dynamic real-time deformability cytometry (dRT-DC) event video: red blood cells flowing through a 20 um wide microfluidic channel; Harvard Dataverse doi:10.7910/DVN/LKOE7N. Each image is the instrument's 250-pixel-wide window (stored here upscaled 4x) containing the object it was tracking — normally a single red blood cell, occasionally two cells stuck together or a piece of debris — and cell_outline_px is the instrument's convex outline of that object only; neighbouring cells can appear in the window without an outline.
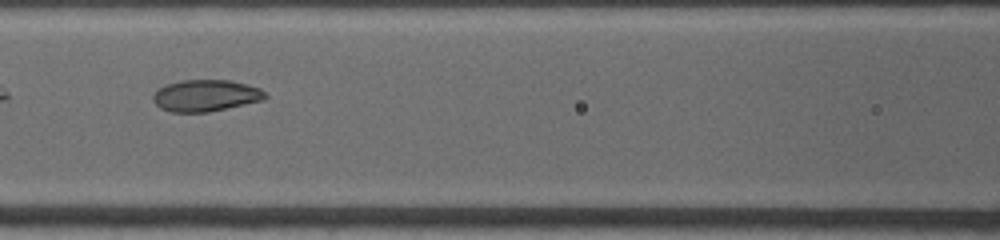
{"species": "common noctule bat (a hibernating species)", "species_latin": "Nyctalus noctula", "temperature_condition": "warm", "stored_images_in_passage": 30, "camera_frame_rate_fps": 4500, "um_per_image_px": 0.085, "animal": {"sex": "female", "body_mass_g": 19.0, "forearm_length_mm": 53.3}, "frame": {"image": 1, "passage_image": 9, "time_ms": 2.667, "image_size_px": [1000, 240], "cell_outline_px": [[268, 96], [264, 100], [208, 112], [172, 112], [160, 108], [152, 100], [152, 96], [156, 88], [164, 84], [180, 80], [228, 80], [248, 84], [260, 88]], "centroid_in_image_um": [17.45, 8.11], "position_along_channel_um": 149.2, "area_um2": 20.92}}
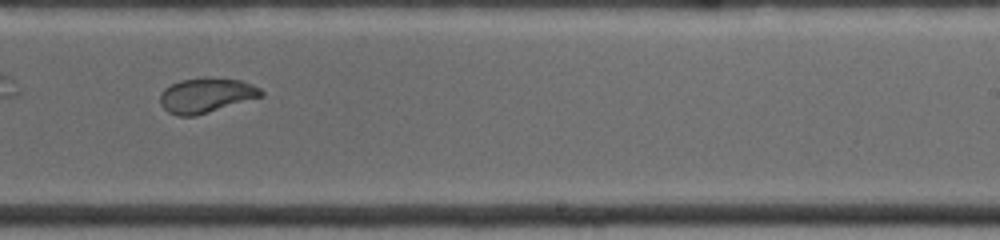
{"frame": {"image": 2, "passage_image": 18, "time_ms": 5.778, "image_size_px": [1000, 240], "cell_outline_px": [[264, 96], [196, 116], [176, 116], [168, 112], [160, 104], [160, 92], [164, 88], [180, 80], [204, 76], [240, 80], [252, 84], [260, 88], [264, 92]], "centroid_in_image_um": [17.52, 8.09], "position_along_channel_um": 271.5, "area_um2": 20.87}}
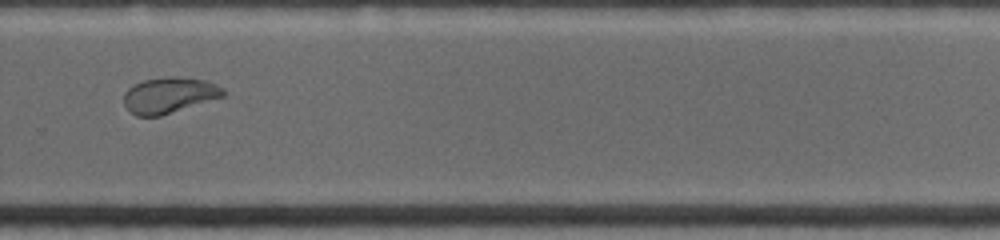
{"frame": {"image": 3, "passage_image": 22, "time_ms": 6.889, "image_size_px": [1000, 240], "cell_outline_px": [[228, 92], [224, 96], [160, 116], [136, 116], [124, 104], [124, 92], [128, 88], [144, 80], [164, 76], [176, 76], [208, 80], [224, 88]], "centroid_in_image_um": [14.42, 8.07], "position_along_channel_um": 315.4, "area_um2": 20.87}}